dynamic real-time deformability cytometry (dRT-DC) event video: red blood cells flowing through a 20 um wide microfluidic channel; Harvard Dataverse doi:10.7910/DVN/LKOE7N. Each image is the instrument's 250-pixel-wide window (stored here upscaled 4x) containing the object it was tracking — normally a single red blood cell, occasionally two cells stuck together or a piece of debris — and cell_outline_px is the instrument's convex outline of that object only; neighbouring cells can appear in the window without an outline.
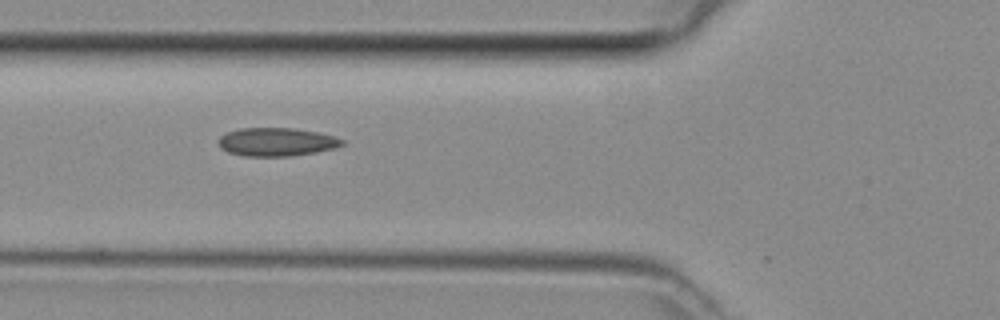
{"species": "common noctule bat (a hibernating species)", "species_latin": "Nyctalus noctula", "temperature_condition": "room temperature", "stored_images_in_passage": 6, "camera_frame_rate_fps": 3000, "um_per_image_px": 0.085, "animal": {"sex": "female", "body_mass_g": 29.2, "forearm_length_mm": 56.3}, "frame": {"image": 1, "passage_image": 5, "time_ms": 1.333, "image_size_px": [1000, 320], "cell_outline_px": [[344, 144], [336, 148], [316, 152], [288, 156], [244, 156], [228, 152], [220, 148], [216, 140], [220, 136], [228, 132], [240, 128], [296, 128], [316, 132], [332, 136], [344, 140]], "centroid_in_image_um": [23.47, 12.06], "position_along_channel_um": 102.3, "area_um2": 20.46}}
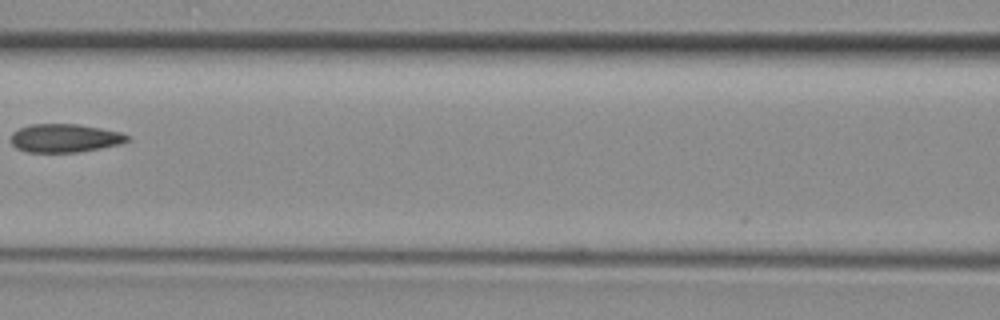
{"frame": {"image": 2, "passage_image": 6, "time_ms": 1.667, "image_size_px": [1000, 320], "cell_outline_px": [[132, 140], [120, 144], [100, 148], [76, 152], [28, 152], [16, 148], [12, 144], [12, 132], [20, 128], [32, 124], [76, 124], [100, 128], [120, 132], [132, 136]], "centroid_in_image_um": [5.55, 11.74], "position_along_channel_um": 161.0, "area_um2": 19.25}}